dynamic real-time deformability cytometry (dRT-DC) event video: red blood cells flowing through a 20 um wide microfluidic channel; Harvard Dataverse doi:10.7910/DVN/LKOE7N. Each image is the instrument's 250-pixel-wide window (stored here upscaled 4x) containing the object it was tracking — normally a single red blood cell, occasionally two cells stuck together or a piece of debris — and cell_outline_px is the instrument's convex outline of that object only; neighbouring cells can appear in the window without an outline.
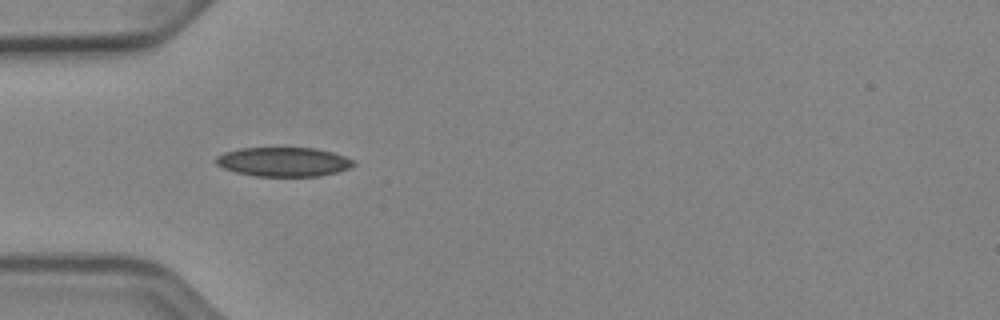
{"species": "Egyptian fruit bat (a non-hibernating species)", "species_latin": "Rousettus aegyptiacus", "temperature_condition": "cold", "stored_images_in_passage": 25, "camera_frame_rate_fps": 3000, "um_per_image_px": 0.085, "animal": {"sex": "female"}, "frame": {"image": 1, "passage_image": 4, "time_ms": 1.0, "image_size_px": [1000, 320], "cell_outline_px": [[356, 164], [348, 168], [336, 172], [320, 176], [256, 176], [236, 172], [224, 168], [216, 164], [216, 156], [224, 152], [240, 148], [316, 148], [332, 152], [344, 156], [352, 160]], "centroid_in_image_um": [24.08, 13.75], "position_along_channel_um": 60.9, "area_um2": 23.29}}
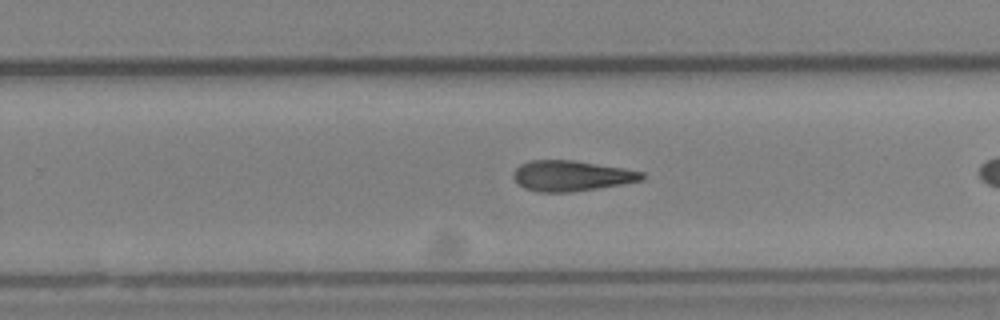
{"frame": {"image": 2, "passage_image": 18, "time_ms": 5.667, "image_size_px": [1000, 320], "cell_outline_px": [[644, 180], [624, 184], [572, 192], [536, 192], [524, 188], [512, 176], [512, 172], [520, 164], [528, 160], [572, 160], [624, 168], [644, 172]], "centroid_in_image_um": [48.57, 14.94], "position_along_channel_um": 281.2, "area_um2": 23.0}}